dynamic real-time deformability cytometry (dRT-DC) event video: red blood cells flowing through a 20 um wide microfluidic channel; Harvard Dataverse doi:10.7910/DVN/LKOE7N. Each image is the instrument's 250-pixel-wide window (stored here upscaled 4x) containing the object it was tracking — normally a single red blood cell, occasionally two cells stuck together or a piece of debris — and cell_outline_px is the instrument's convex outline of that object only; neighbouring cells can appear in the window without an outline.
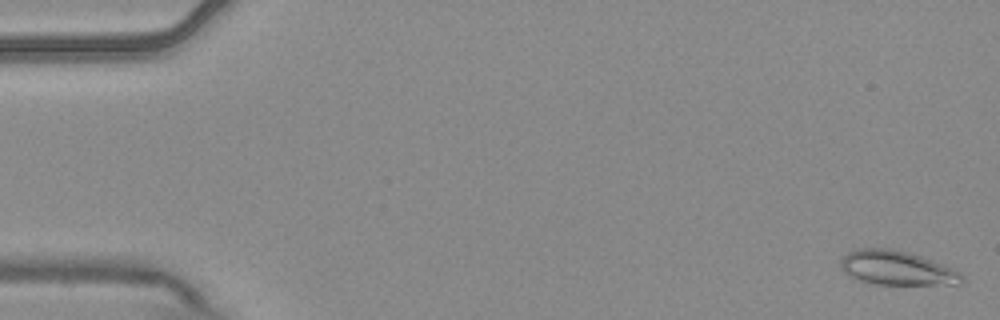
{"species": "common noctule bat (a hibernating species)", "species_latin": "Nyctalus noctula", "temperature_condition": "warm", "stored_images_in_passage": 8, "camera_frame_rate_fps": 3000, "um_per_image_px": 0.085, "animal": {"sex": "male", "body_mass_g": 20.4}, "frame": {"image": 1, "passage_image": 1, "time_ms": 0.0, "image_size_px": [1000, 320], "cell_outline_px": [[964, 280], [960, 284], [876, 284], [860, 280], [848, 276], [840, 268], [840, 260], [848, 252], [856, 248], [888, 248], [908, 252], [944, 264], [960, 272], [964, 276]], "centroid_in_image_um": [76.21, 22.77], "position_along_channel_um": 8.8, "area_um2": 24.22}}
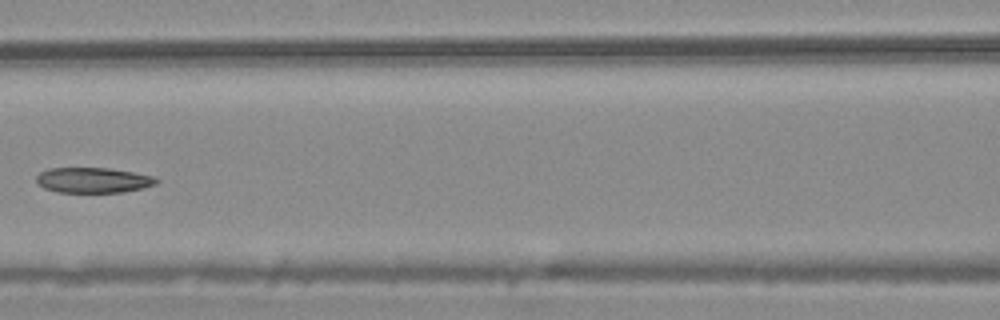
{"frame": {"image": 2, "passage_image": 7, "time_ms": 2.0, "image_size_px": [1000, 320], "cell_outline_px": [[160, 180], [156, 184], [144, 188], [124, 192], [56, 192], [44, 188], [36, 184], [36, 176], [40, 172], [48, 168], [112, 168], [152, 176]], "centroid_in_image_um": [7.9, 15.31], "position_along_channel_um": 158.7, "area_um2": 17.86}}
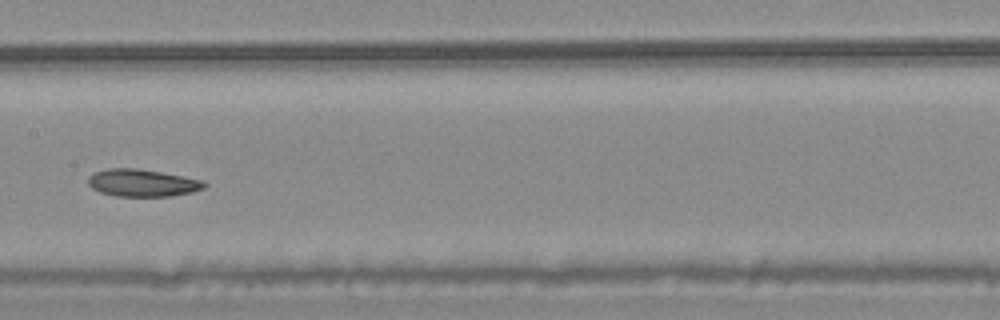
{"frame": {"image": 3, "passage_image": 8, "time_ms": 2.333, "image_size_px": [1000, 320], "cell_outline_px": [[208, 184], [204, 188], [192, 192], [172, 196], [116, 196], [100, 192], [92, 188], [88, 184], [88, 176], [96, 172], [108, 168], [136, 168], [184, 176], [204, 180]], "centroid_in_image_um": [12.12, 15.54], "position_along_channel_um": 195.3, "area_um2": 18.55}}